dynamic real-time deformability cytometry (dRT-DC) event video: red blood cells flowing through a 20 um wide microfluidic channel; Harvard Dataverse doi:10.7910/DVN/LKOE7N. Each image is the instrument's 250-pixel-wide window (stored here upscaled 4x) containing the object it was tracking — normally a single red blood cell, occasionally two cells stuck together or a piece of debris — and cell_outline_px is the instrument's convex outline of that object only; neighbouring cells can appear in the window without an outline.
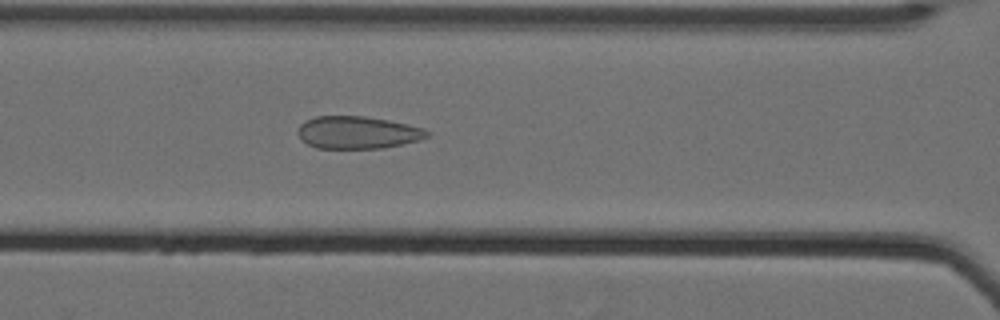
{"species": "Egyptian fruit bat (a non-hibernating species)", "species_latin": "Rousettus aegyptiacus", "temperature_condition": "cold", "stored_images_in_passage": 38, "camera_frame_rate_fps": 3000, "um_per_image_px": 0.085, "animal": {"sex": "female"}, "frame": {"image": 1, "passage_image": 31, "time_ms": 10.0, "image_size_px": [1000, 320], "cell_outline_px": [[432, 132], [428, 136], [420, 140], [380, 148], [316, 148], [300, 140], [296, 132], [300, 124], [304, 120], [316, 116], [364, 116], [388, 120], [424, 128]], "centroid_in_image_um": [30.36, 11.25], "position_along_channel_um": 136.2, "area_um2": 24.57}}
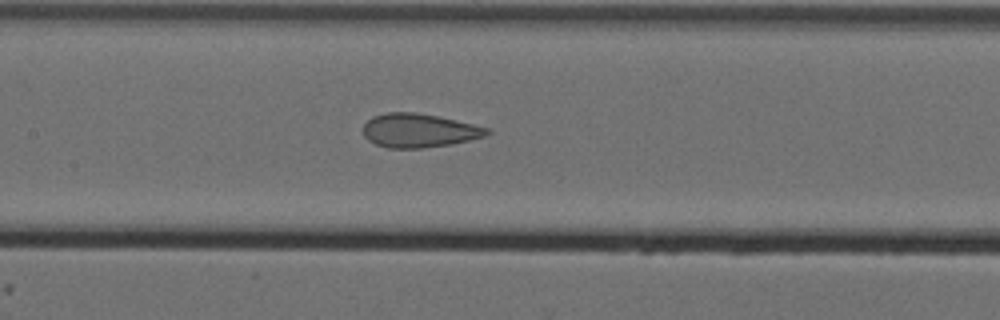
{"frame": {"image": 2, "passage_image": 34, "time_ms": 11.0, "image_size_px": [1000, 320], "cell_outline_px": [[492, 132], [484, 136], [468, 140], [448, 144], [424, 148], [388, 148], [376, 144], [368, 140], [364, 136], [364, 124], [372, 116], [384, 112], [416, 112], [456, 120], [492, 128]], "centroid_in_image_um": [35.61, 11.08], "position_along_channel_um": 171.8, "area_um2": 24.39}}
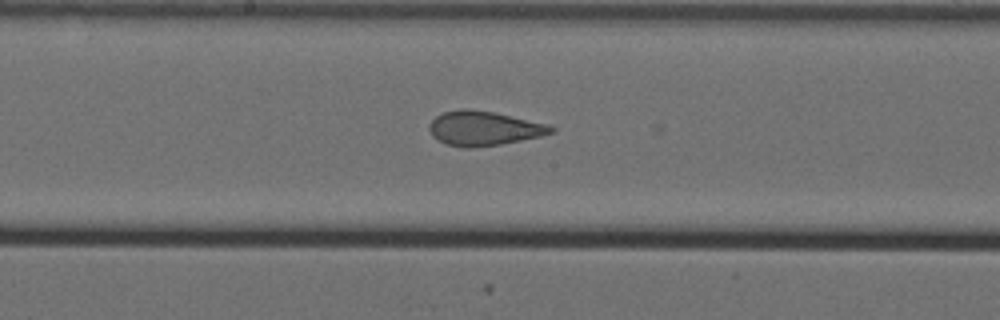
{"frame": {"image": 3, "passage_image": 37, "time_ms": 12.0, "image_size_px": [1000, 320], "cell_outline_px": [[556, 128], [552, 132], [540, 136], [500, 144], [468, 148], [464, 148], [444, 144], [432, 136], [428, 128], [428, 124], [436, 116], [444, 112], [460, 108], [464, 108], [492, 112], [548, 124]], "centroid_in_image_um": [41.07, 10.91], "position_along_channel_um": 207.1, "area_um2": 24.28}}